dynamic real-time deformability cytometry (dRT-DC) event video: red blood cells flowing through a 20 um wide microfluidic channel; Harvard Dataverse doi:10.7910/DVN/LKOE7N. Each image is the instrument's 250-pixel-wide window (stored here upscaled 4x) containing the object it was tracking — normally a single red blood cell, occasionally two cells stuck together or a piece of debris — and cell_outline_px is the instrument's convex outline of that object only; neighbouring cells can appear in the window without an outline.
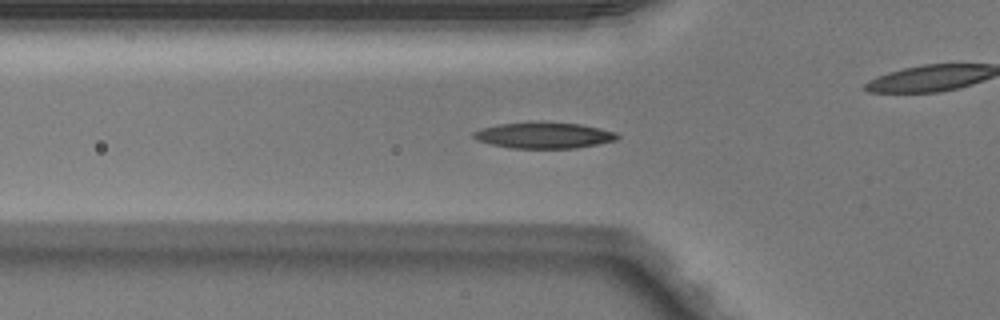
{"species": "Egyptian fruit bat (a non-hibernating species)", "species_latin": "Rousettus aegyptiacus", "temperature_condition": "warm", "stored_images_in_passage": 37, "camera_frame_rate_fps": 3000, "um_per_image_px": 0.085, "animal": {"sex": "male"}, "frame": {"image": 1, "passage_image": 4, "time_ms": 1.0, "image_size_px": [1000, 320], "cell_outline_px": [[620, 136], [616, 140], [576, 148], [512, 148], [492, 144], [476, 140], [472, 136], [472, 132], [480, 128], [500, 124], [580, 124], [616, 132]], "centroid_in_image_um": [46.22, 11.54], "position_along_channel_um": 79.6, "area_um2": 20.98}}
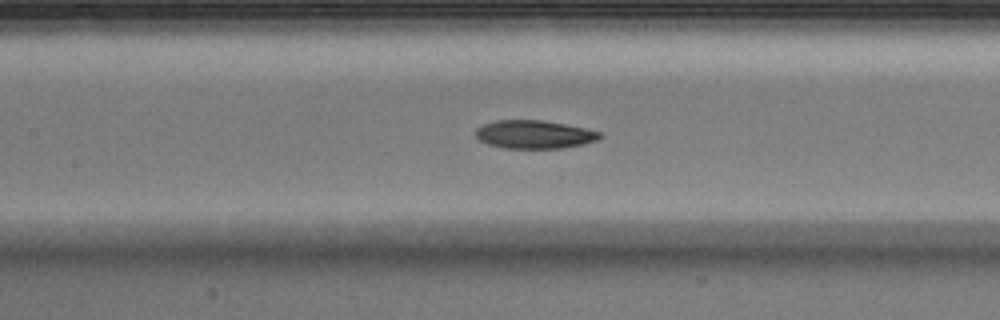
{"frame": {"image": 2, "passage_image": 10, "time_ms": 3.0, "image_size_px": [1000, 320], "cell_outline_px": [[604, 136], [596, 140], [584, 144], [564, 148], [500, 148], [488, 144], [480, 140], [476, 136], [476, 128], [484, 124], [496, 120], [544, 120], [584, 128], [600, 132]], "centroid_in_image_um": [45.41, 11.43], "position_along_channel_um": 162.0, "area_um2": 20.46}}
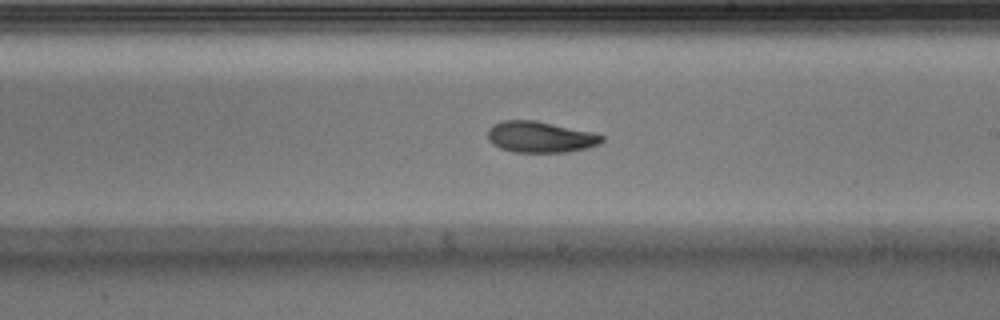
{"frame": {"image": 3, "passage_image": 16, "time_ms": 5.0, "image_size_px": [1000, 320], "cell_outline_px": [[604, 140], [600, 144], [588, 148], [568, 152], [512, 152], [500, 148], [488, 140], [488, 128], [492, 124], [504, 120], [536, 120], [592, 132], [604, 136]], "centroid_in_image_um": [45.92, 11.64], "position_along_channel_um": 243.1, "area_um2": 20.87}, "authors_computed_cell_mechanics": {"area_um2": 21.097, "velocity_mm_per_s": 4.0649, "shape_relaxation_time_tau1_ms": 5.925, "shape_relaxation_time_tau2_ms": 3.1702, "deformation_change_tau1": 0.2057, "deformation_change_tau2": 0.0913}}